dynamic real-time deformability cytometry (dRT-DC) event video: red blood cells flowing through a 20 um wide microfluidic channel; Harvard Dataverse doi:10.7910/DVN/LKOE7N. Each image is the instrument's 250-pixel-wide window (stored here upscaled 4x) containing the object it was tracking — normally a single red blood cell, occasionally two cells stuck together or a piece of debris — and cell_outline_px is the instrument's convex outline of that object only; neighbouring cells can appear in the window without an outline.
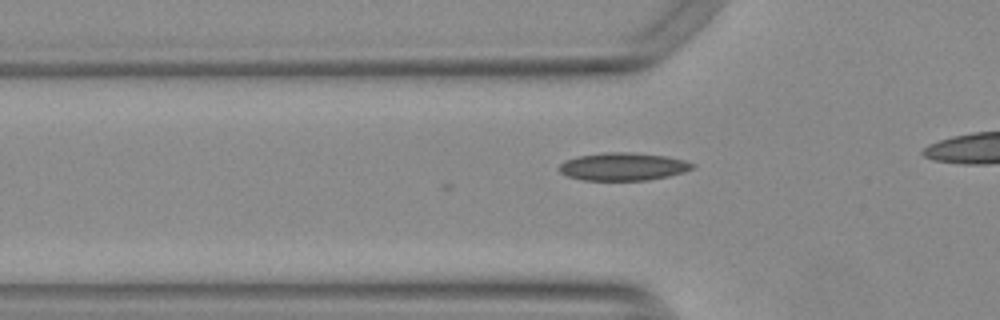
{"species": "Egyptian fruit bat (a non-hibernating species)", "species_latin": "Rousettus aegyptiacus", "temperature_condition": "warm", "stored_images_in_passage": 21, "camera_frame_rate_fps": 3000, "um_per_image_px": 0.085, "animal": {"sex": "female"}, "frame": {"image": 1, "passage_image": 2, "time_ms": 0.333, "image_size_px": [1000, 320], "cell_outline_px": [[696, 164], [692, 168], [684, 172], [668, 176], [648, 180], [580, 180], [568, 176], [560, 172], [556, 168], [564, 160], [576, 156], [604, 152], [632, 152], [664, 156], [684, 160]], "centroid_in_image_um": [52.91, 14.15], "position_along_channel_um": 72.9, "area_um2": 21.73}}
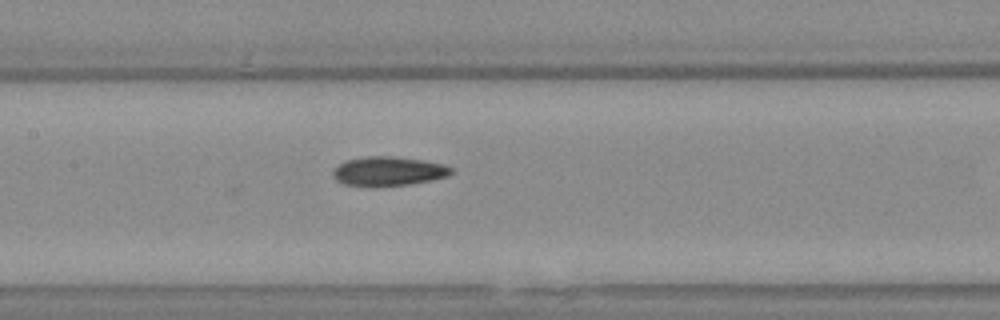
{"frame": {"image": 2, "passage_image": 10, "time_ms": 3.0, "image_size_px": [1000, 320], "cell_outline_px": [[452, 172], [448, 176], [408, 184], [344, 184], [336, 180], [332, 172], [340, 164], [348, 160], [368, 156], [392, 156], [424, 160], [444, 164], [452, 168]], "centroid_in_image_um": [33.06, 14.51], "position_along_channel_um": 174.3, "area_um2": 19.25}}
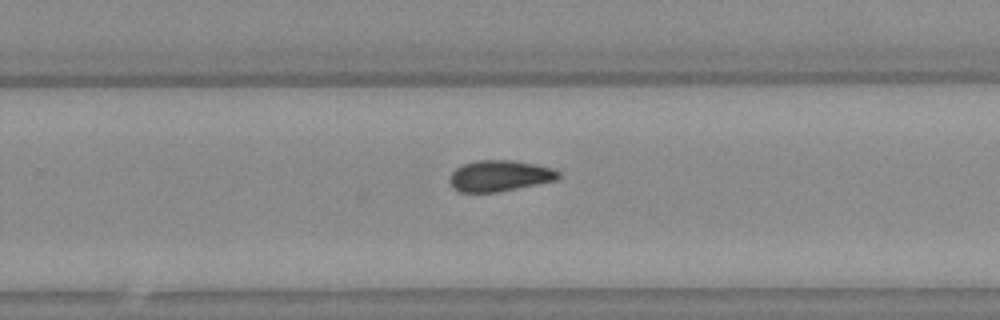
{"frame": {"image": 3, "passage_image": 19, "time_ms": 6.0, "image_size_px": [1000, 320], "cell_outline_px": [[560, 176], [556, 180], [496, 192], [460, 192], [452, 188], [448, 180], [452, 172], [456, 168], [464, 164], [476, 160], [512, 160], [536, 164], [552, 168], [560, 172]], "centroid_in_image_um": [42.44, 14.94], "position_along_channel_um": 287.4, "area_um2": 19.65}}